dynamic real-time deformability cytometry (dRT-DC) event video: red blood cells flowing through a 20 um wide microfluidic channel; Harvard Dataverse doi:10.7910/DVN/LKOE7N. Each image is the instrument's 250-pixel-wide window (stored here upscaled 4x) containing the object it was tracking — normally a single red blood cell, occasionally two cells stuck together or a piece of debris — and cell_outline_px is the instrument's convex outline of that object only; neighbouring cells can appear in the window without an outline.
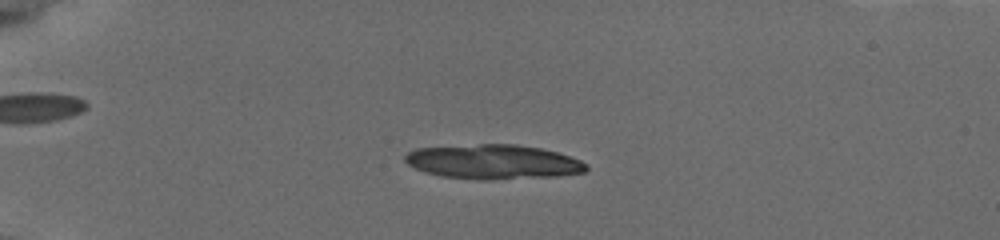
{"species": "common noctule bat (a hibernating species)", "species_latin": "Nyctalus noctula", "temperature_condition": "cold", "stored_images_in_passage": 32, "camera_frame_rate_fps": 3000, "um_per_image_px": 0.085, "animal": {"sex": "female", "body_mass_g": 19.5, "forearm_length_mm": 54.1}, "frame": {"image": 1, "passage_image": 18, "time_ms": 5.0, "image_size_px": [1000, 240], "cell_outline_px": [[588, 168], [584, 172], [552, 176], [444, 176], [424, 172], [408, 164], [404, 160], [404, 156], [408, 152], [416, 148], [480, 144], [516, 144], [540, 148], [556, 152], [580, 160], [588, 164]], "centroid_in_image_um": [41.9, 13.69], "position_along_channel_um": 43.1, "area_um2": 34.56}}
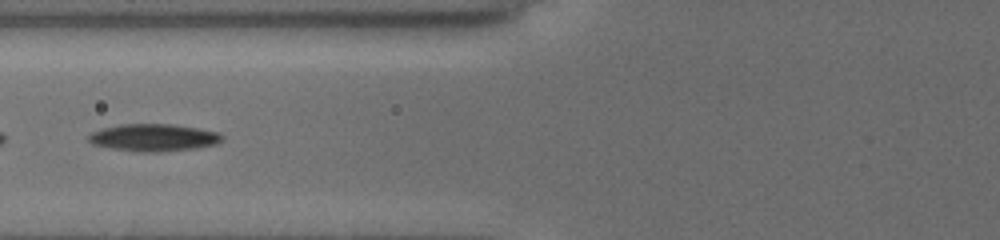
{"frame": {"image": 2, "passage_image": 29, "time_ms": 8.333, "image_size_px": [1000, 240], "cell_outline_px": [[224, 136], [216, 144], [196, 148], [160, 152], [144, 152], [112, 148], [92, 144], [88, 140], [88, 136], [92, 132], [104, 128], [120, 124], [172, 124], [196, 128], [216, 132]], "centroid_in_image_um": [13.04, 11.69], "position_along_channel_um": 112.8, "area_um2": 20.98}}
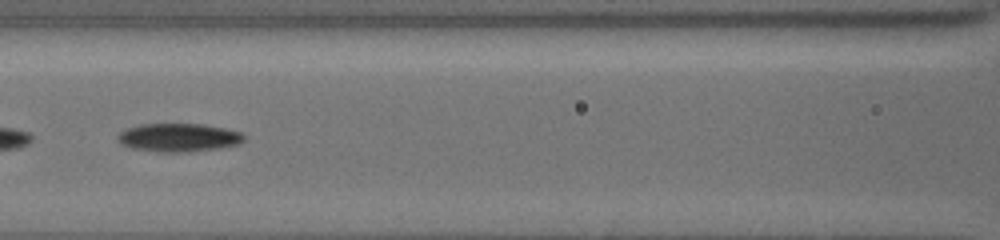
{"frame": {"image": 3, "passage_image": 32, "time_ms": 9.333, "image_size_px": [1000, 240], "cell_outline_px": [[244, 140], [240, 144], [220, 148], [188, 152], [156, 152], [132, 148], [120, 144], [116, 140], [116, 136], [120, 132], [128, 128], [140, 124], [200, 124], [224, 128], [240, 132], [244, 136]], "centroid_in_image_um": [15.15, 11.7], "position_along_channel_um": 151.4, "area_um2": 20.98}}